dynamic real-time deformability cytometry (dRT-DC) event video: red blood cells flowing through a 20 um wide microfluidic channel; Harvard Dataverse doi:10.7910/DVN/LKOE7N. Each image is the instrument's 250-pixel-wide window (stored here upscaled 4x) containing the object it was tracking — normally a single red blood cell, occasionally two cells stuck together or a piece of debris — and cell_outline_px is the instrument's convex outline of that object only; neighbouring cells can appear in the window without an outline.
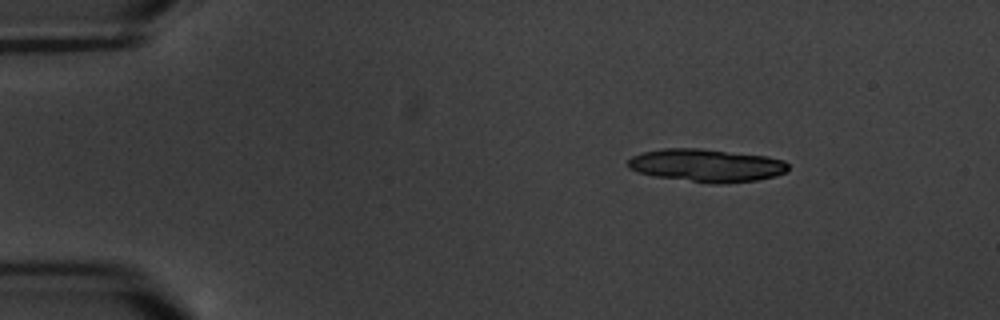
{"species": "common noctule bat (a hibernating species)", "species_latin": "Nyctalus noctula", "temperature_condition": "warm", "stored_images_in_passage": 5, "segment_of_instrument_passage": [1, 2], "camera_frame_rate_fps": 3000, "um_per_image_px": 0.085, "animal": {"sex": "male", "body_mass_g": 20.1, "forearm_length_mm": 53.5}, "frame": {"image": 1, "passage_image": 1, "time_ms": 0.0, "image_size_px": [1000, 320], "cell_outline_px": [[788, 172], [776, 176], [760, 180], [724, 184], [712, 184], [656, 176], [640, 172], [628, 168], [628, 160], [632, 156], [644, 152], [664, 148], [700, 148], [768, 156], [784, 160], [788, 164]], "centroid_in_image_um": [60.12, 14.06], "position_along_channel_um": 24.9, "area_um2": 30.92}}